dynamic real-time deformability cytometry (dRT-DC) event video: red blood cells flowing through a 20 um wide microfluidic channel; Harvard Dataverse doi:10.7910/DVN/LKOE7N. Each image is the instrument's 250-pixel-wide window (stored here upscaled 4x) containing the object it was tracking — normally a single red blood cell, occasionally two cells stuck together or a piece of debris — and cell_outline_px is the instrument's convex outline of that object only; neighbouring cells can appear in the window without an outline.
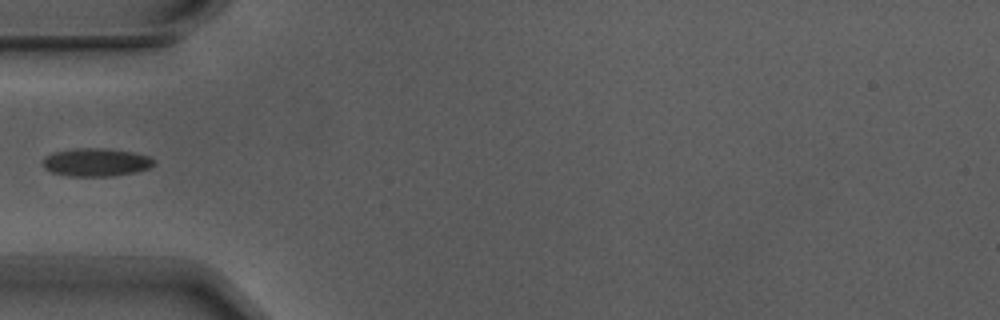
{"species": "Egyptian fruit bat (a non-hibernating species)", "species_latin": "Rousettus aegyptiacus", "temperature_condition": "warm", "stored_images_in_passage": 6, "camera_frame_rate_fps": 3000, "um_per_image_px": 0.085, "animal": {"sex": "male"}, "frame": {"image": 1, "passage_image": 6, "time_ms": 1.667, "image_size_px": [1000, 320], "cell_outline_px": [[156, 164], [148, 168], [136, 172], [112, 176], [68, 176], [52, 172], [44, 168], [40, 164], [44, 156], [52, 152], [76, 148], [104, 148], [132, 152], [148, 156], [156, 160]], "centroid_in_image_um": [8.13, 13.79], "position_along_channel_um": 76.9, "area_um2": 18.44}}